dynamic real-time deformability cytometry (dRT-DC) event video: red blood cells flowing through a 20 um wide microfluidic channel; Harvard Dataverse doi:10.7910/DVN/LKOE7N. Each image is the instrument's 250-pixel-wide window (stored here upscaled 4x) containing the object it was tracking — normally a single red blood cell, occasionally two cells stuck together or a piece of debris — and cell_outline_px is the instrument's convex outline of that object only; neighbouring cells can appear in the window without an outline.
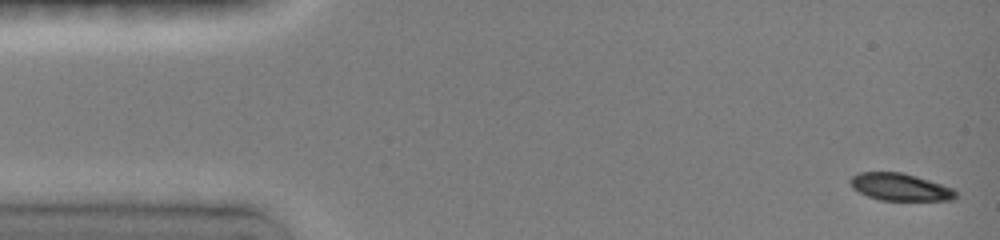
{"species": "common noctule bat (a hibernating species)", "species_latin": "Nyctalus noctula", "temperature_condition": "room temperature", "stored_images_in_passage": 10, "camera_frame_rate_fps": 3000, "um_per_image_px": 0.085, "animal": {"sex": "female", "body_mass_g": 19.0, "forearm_length_mm": 51.5}, "frame": {"image": 1, "passage_image": 1, "time_ms": 0.0, "image_size_px": [1000, 240], "cell_outline_px": [[956, 200], [880, 200], [868, 196], [852, 188], [848, 180], [852, 176], [860, 172], [900, 172], [916, 176], [952, 188], [956, 192]], "centroid_in_image_um": [76.48, 15.9], "position_along_channel_um": 8.5, "area_um2": 16.65}}
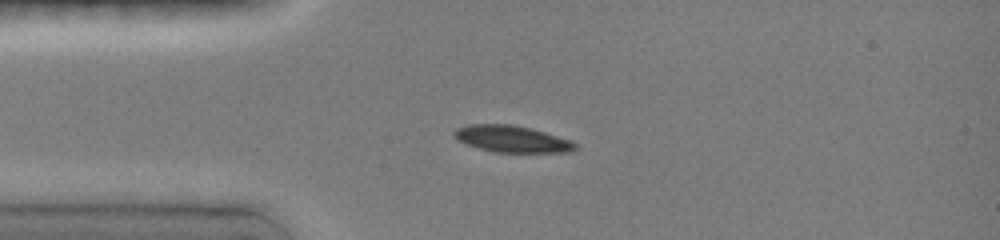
{"frame": {"image": 2, "passage_image": 7, "time_ms": 3.333, "image_size_px": [1000, 240], "cell_outline_px": [[576, 148], [572, 152], [492, 152], [456, 140], [452, 136], [452, 132], [456, 128], [472, 124], [512, 124], [544, 132], [572, 140], [576, 144]], "centroid_in_image_um": [43.49, 11.81], "position_along_channel_um": 41.5, "area_um2": 18.79}}